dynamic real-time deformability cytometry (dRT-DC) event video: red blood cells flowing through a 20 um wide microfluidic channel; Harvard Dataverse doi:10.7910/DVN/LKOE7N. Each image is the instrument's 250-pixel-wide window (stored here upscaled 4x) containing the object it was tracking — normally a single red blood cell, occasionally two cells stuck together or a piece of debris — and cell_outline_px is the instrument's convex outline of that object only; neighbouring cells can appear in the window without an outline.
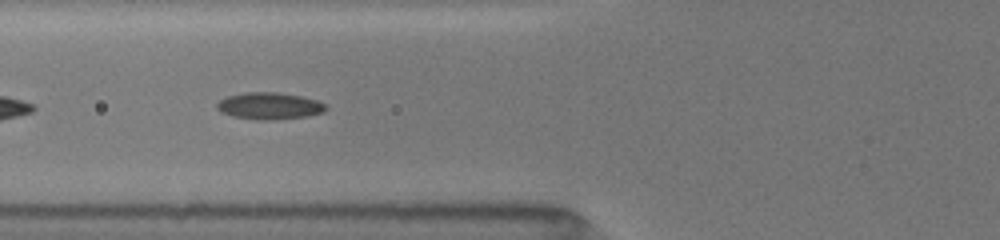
{"species": "common noctule bat (a hibernating species)", "species_latin": "Nyctalus noctula", "temperature_condition": "room temperature", "stored_images_in_passage": 13, "camera_frame_rate_fps": 3000, "um_per_image_px": 0.085, "animal": {"sex": "female", "body_mass_g": 19.5, "forearm_length_mm": 54.1}, "frame": {"image": 1, "passage_image": 4, "time_ms": 1.333, "image_size_px": [1000, 240], "cell_outline_px": [[328, 108], [324, 112], [308, 116], [268, 120], [256, 120], [232, 116], [220, 112], [216, 108], [216, 104], [220, 100], [228, 96], [244, 92], [276, 92], [300, 96], [316, 100], [328, 104]], "centroid_in_image_um": [22.9, 9.0], "position_along_channel_um": 102.9, "area_um2": 17.17}}
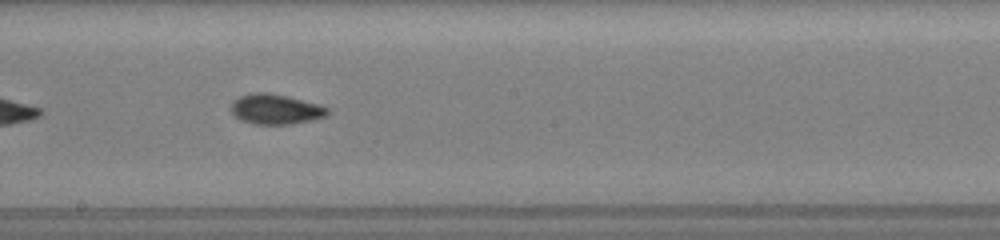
{"frame": {"image": 2, "passage_image": 11, "time_ms": 4.333, "image_size_px": [1000, 240], "cell_outline_px": [[328, 116], [312, 120], [292, 124], [252, 124], [240, 120], [232, 112], [232, 104], [240, 96], [252, 92], [268, 92], [316, 104], [328, 108]], "centroid_in_image_um": [23.42, 9.3], "position_along_channel_um": 224.8, "area_um2": 16.65}}